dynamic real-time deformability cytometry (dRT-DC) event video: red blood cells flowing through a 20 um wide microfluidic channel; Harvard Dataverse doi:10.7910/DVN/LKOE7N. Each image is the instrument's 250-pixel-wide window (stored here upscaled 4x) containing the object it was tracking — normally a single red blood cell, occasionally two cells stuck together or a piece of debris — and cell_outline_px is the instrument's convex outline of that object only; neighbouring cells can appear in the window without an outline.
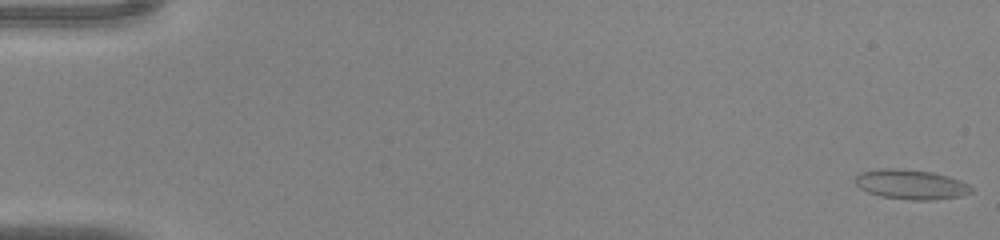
{"species": "common noctule bat (a hibernating species)", "species_latin": "Nyctalus noctula", "temperature_condition": "warm", "stored_images_in_passage": 46, "camera_frame_rate_fps": 3000, "um_per_image_px": 0.085, "animal": {"sex": "male", "body_mass_g": 20.0, "forearm_length_mm": 53.3}, "frame": {"image": 1, "passage_image": 1, "time_ms": 0.0, "image_size_px": [1000, 240], "cell_outline_px": [[972, 192], [960, 196], [936, 200], [912, 200], [880, 196], [868, 192], [860, 188], [852, 180], [860, 172], [884, 168], [896, 168], [932, 172], [948, 176], [960, 180], [968, 184], [972, 188]], "centroid_in_image_um": [77.42, 15.68], "position_along_channel_um": 7.6, "area_um2": 20.17}}
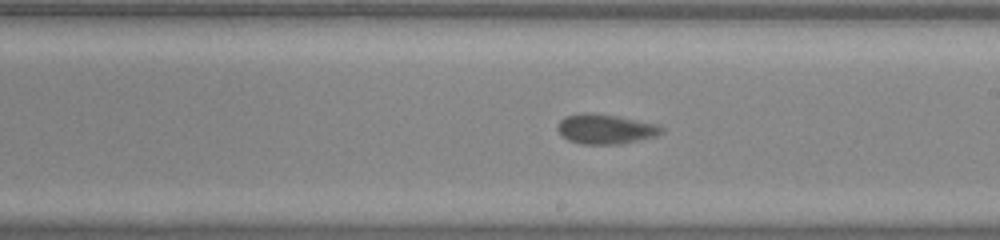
{"frame": {"image": 2, "passage_image": 27, "time_ms": 8.667, "image_size_px": [1000, 240], "cell_outline_px": [[664, 132], [656, 136], [620, 144], [580, 144], [568, 140], [556, 128], [556, 124], [564, 116], [580, 112], [592, 112], [620, 116], [656, 124], [664, 128]], "centroid_in_image_um": [51.44, 10.95], "position_along_channel_um": 237.6, "area_um2": 18.32}}
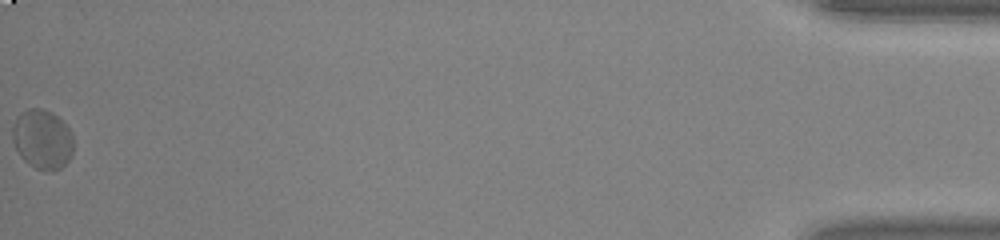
{"frame": {"image": 3, "passage_image": 46, "time_ms": 15.0, "image_size_px": [1000, 240], "cell_outline_px": [[72, 156], [60, 168], [52, 172], [48, 172], [36, 168], [28, 164], [20, 156], [12, 140], [12, 128], [16, 116], [20, 112], [28, 108], [40, 108], [52, 112], [72, 132]], "centroid_in_image_um": [3.58, 11.84], "position_along_channel_um": 431.6, "area_um2": 21.27}}